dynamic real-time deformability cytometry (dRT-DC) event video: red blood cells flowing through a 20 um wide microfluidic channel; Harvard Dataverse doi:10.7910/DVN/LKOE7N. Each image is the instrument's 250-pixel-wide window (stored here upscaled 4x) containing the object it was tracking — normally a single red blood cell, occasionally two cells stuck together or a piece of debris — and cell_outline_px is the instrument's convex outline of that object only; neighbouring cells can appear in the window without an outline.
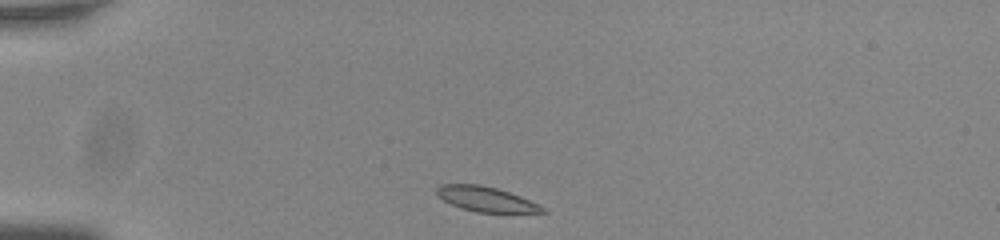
{"species": "common noctule bat (a hibernating species)", "species_latin": "Nyctalus noctula", "temperature_condition": "room temperature", "stored_images_in_passage": 42, "camera_frame_rate_fps": 3000, "um_per_image_px": 0.085, "animal": {"sex": "male", "body_mass_g": 20.0, "forearm_length_mm": 53.3}, "frame": {"image": 1, "passage_image": 1, "time_ms": 0.0, "image_size_px": [1000, 240], "cell_outline_px": [[548, 212], [476, 212], [460, 208], [436, 196], [436, 188], [440, 184], [480, 184], [496, 188], [520, 196], [540, 204]], "centroid_in_image_um": [41.28, 16.92], "position_along_channel_um": 43.7, "area_um2": 15.32}}
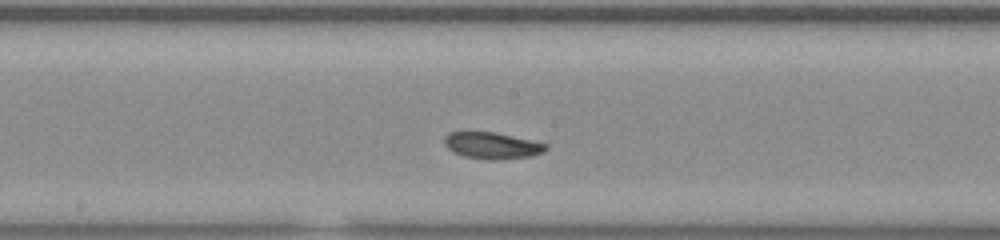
{"frame": {"image": 2, "passage_image": 17, "time_ms": 5.333, "image_size_px": [1000, 240], "cell_outline_px": [[548, 148], [544, 152], [532, 156], [492, 160], [484, 160], [464, 156], [452, 152], [444, 144], [444, 136], [448, 132], [496, 132], [532, 140], [548, 144]], "centroid_in_image_um": [41.83, 12.37], "position_along_channel_um": 206.4, "area_um2": 15.9}}
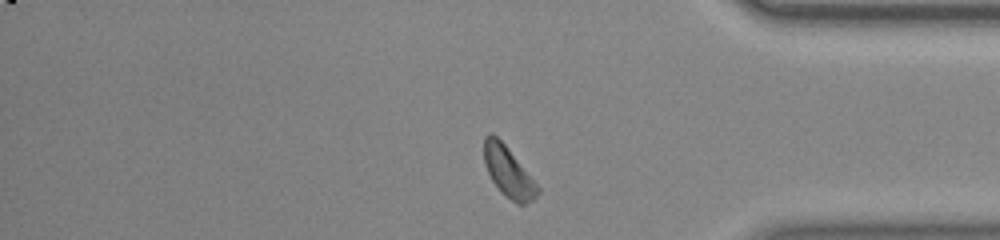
{"frame": {"image": 3, "passage_image": 33, "time_ms": 10.667, "image_size_px": [1000, 240], "cell_outline_px": [[540, 192], [532, 200], [524, 204], [516, 204], [500, 192], [492, 180], [484, 164], [484, 136], [488, 132], [492, 132], [504, 144], [540, 188]], "centroid_in_image_um": [43.18, 14.61], "position_along_channel_um": 392.0, "area_um2": 15.55}, "authors_computed_cell_mechanics": {"area_um2": 15.5482, "velocity_mm_per_s": 3.7601, "shape_relaxation_time_tau1_ms": 1.9386, "shape_relaxation_time_tau2_ms": 6.0802, "deformation_change_tau1": 0.0703, "deformation_change_tau2": 0.1337}}